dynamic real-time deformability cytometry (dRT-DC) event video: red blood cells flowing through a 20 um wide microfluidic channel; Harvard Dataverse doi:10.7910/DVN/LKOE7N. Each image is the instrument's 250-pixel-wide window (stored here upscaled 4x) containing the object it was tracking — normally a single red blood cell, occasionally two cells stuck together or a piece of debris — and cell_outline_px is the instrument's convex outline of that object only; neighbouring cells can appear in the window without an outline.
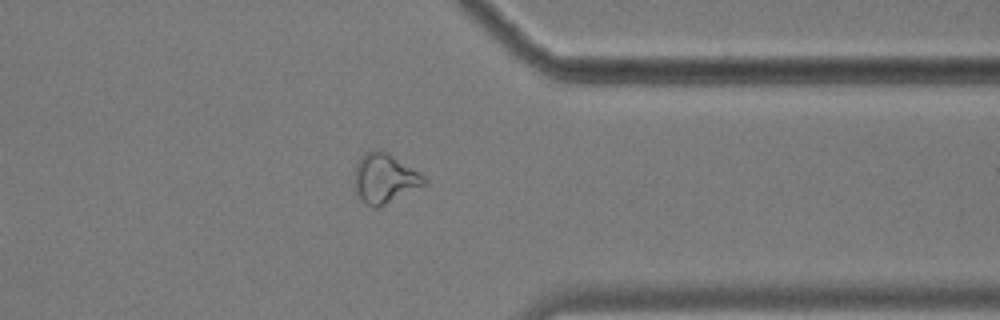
{"species": "common noctule bat (a hibernating species)", "species_latin": "Nyctalus noctula", "temperature_condition": "cold", "stored_images_in_passage": 11, "segment_of_instrument_passage": [2, 2], "camera_frame_rate_fps": 3000, "um_per_image_px": 0.085, "animal": {"sex": "male", "body_mass_g": 17.9}, "frame": {"image": 1, "passage_image": 11, "time_ms": 12.667, "image_size_px": [1000, 320], "cell_outline_px": [[428, 184], [380, 208], [372, 208], [364, 204], [360, 200], [356, 192], [356, 164], [360, 156], [364, 152], [376, 148], [380, 148], [388, 152], [420, 172], [428, 180]], "centroid_in_image_um": [32.73, 15.17], "position_along_channel_um": 378.7, "area_um2": 20.75}}